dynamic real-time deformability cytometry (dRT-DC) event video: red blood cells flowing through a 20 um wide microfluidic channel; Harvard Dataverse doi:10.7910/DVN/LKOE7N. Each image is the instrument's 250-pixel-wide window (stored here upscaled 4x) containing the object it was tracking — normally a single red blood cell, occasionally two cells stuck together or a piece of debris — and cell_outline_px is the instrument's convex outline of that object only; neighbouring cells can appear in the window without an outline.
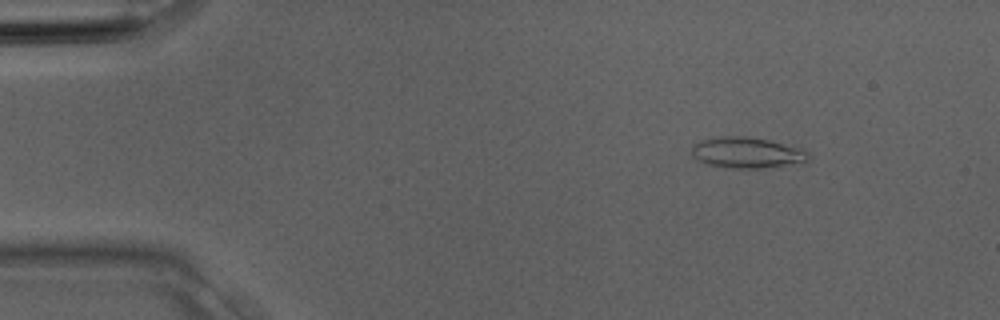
{"species": "Egyptian fruit bat (a non-hibernating species)", "species_latin": "Rousettus aegyptiacus", "temperature_condition": "room temperature", "stored_images_in_passage": 4, "camera_frame_rate_fps": 3000, "um_per_image_px": 0.085, "animal": {"sex": "male"}, "frame": {"image": 1, "passage_image": 2, "time_ms": 0.333, "image_size_px": [1000, 320], "cell_outline_px": [[808, 156], [804, 160], [784, 164], [760, 168], [724, 168], [708, 164], [692, 156], [692, 144], [700, 140], [720, 136], [744, 136], [772, 140], [800, 148], [808, 152]], "centroid_in_image_um": [63.39, 12.95], "position_along_channel_um": 21.6, "area_um2": 20.69}}
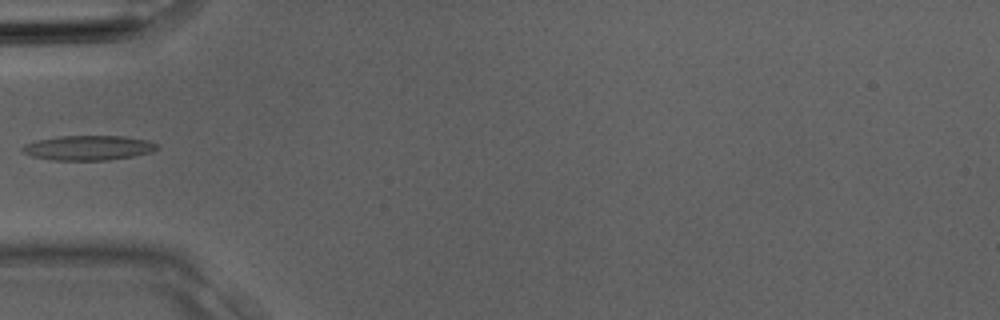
{"frame": {"image": 2, "passage_image": 4, "time_ms": 1.0, "image_size_px": [1000, 320], "cell_outline_px": [[160, 148], [152, 152], [132, 156], [108, 160], [52, 160], [32, 156], [24, 152], [20, 148], [24, 144], [36, 140], [60, 136], [124, 136], [148, 140], [156, 144]], "centroid_in_image_um": [7.51, 12.56], "position_along_channel_um": 77.5, "area_um2": 19.42}}